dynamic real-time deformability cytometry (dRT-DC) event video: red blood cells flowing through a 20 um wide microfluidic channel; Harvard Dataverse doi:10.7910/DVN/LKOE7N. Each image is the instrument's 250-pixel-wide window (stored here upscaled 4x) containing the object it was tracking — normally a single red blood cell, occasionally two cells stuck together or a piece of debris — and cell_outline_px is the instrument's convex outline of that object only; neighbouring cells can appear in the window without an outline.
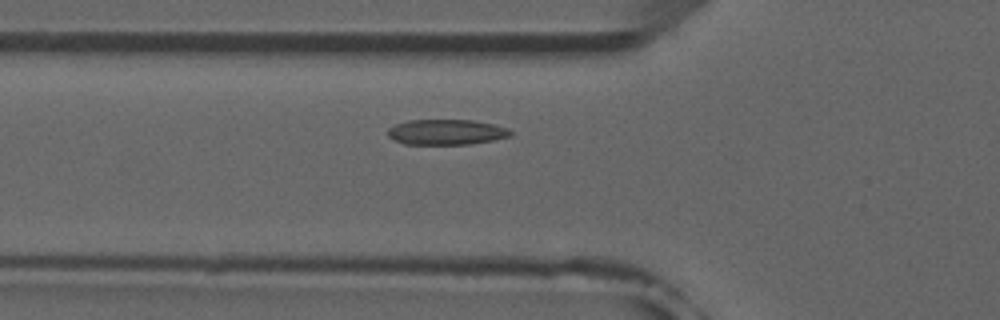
{"species": "common noctule bat (a hibernating species)", "species_latin": "Nyctalus noctula", "temperature_condition": "room temperature", "stored_images_in_passage": 37, "camera_frame_rate_fps": 3000, "um_per_image_px": 0.085, "animal": {"sex": "male", "forearm_length_mm": 52.5}, "frame": {"image": 1, "passage_image": 3, "time_ms": 0.667, "image_size_px": [1000, 320], "cell_outline_px": [[512, 136], [492, 140], [468, 144], [404, 144], [388, 136], [388, 128], [396, 124], [408, 120], [472, 120], [496, 124], [508, 128], [512, 132]], "centroid_in_image_um": [37.97, 11.22], "position_along_channel_um": 87.8, "area_um2": 18.15}}
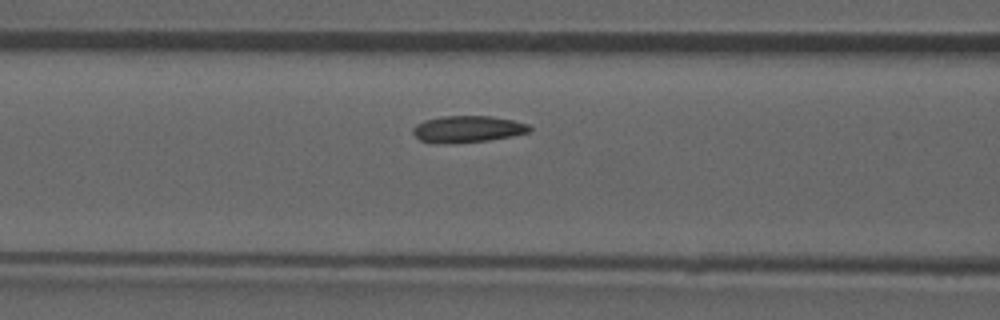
{"frame": {"image": 2, "passage_image": 6, "time_ms": 1.667, "image_size_px": [1000, 320], "cell_outline_px": [[532, 128], [528, 132], [488, 140], [420, 140], [412, 132], [412, 128], [416, 124], [424, 120], [440, 116], [492, 116], [512, 120], [528, 124]], "centroid_in_image_um": [39.78, 10.9], "position_along_channel_um": 126.8, "area_um2": 16.99}}
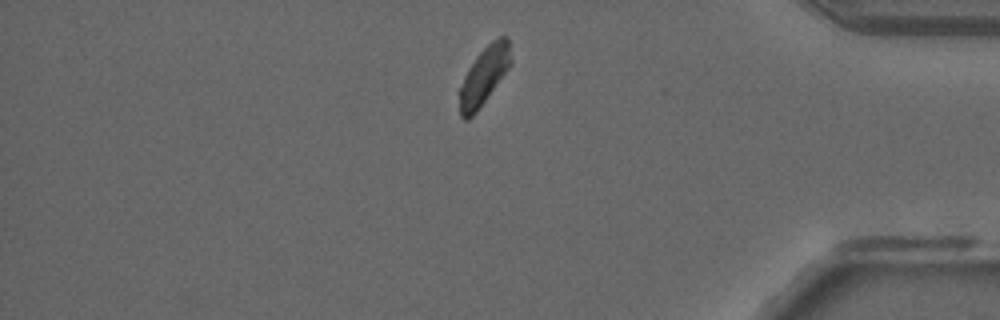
{"frame": {"image": 3, "passage_image": 29, "time_ms": 9.333, "image_size_px": [1000, 320], "cell_outline_px": [[512, 64], [476, 112], [468, 120], [464, 120], [460, 116], [460, 88], [464, 76], [468, 68], [476, 56], [492, 40], [500, 36], [508, 36], [512, 60]], "centroid_in_image_um": [41.16, 6.41], "position_along_channel_um": 394.0, "area_um2": 17.22}, "authors_computed_cell_mechanics": {"area_um2": 17.629, "velocity_mm_per_s": 3.8734, "shape_relaxation_time_tau1_ms": 4.4588, "shape_relaxation_time_tau2_ms": null, "deformation_change_tau1": 0.0777, "deformation_change_tau2": null}}